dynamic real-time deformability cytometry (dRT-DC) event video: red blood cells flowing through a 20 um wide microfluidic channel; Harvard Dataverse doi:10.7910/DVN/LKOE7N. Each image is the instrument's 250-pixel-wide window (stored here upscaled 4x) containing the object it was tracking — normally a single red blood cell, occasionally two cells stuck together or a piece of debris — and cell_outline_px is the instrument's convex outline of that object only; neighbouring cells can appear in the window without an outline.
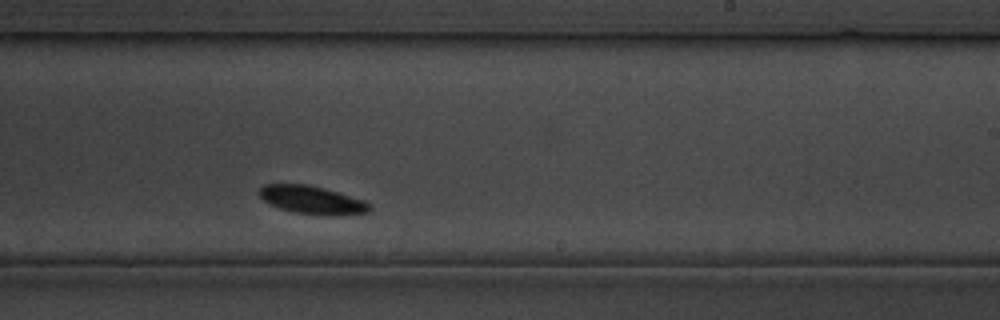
{"species": "common noctule bat (a hibernating species)", "species_latin": "Nyctalus noctula", "temperature_condition": "cold", "stored_images_in_passage": 14, "camera_frame_rate_fps": 3000, "um_per_image_px": 0.085, "animal": {"sex": "male", "body_mass_g": 19.5, "forearm_length_mm": 54.6}, "frame": {"image": 1, "passage_image": 14, "time_ms": 15.667, "image_size_px": [1000, 320], "cell_outline_px": [[372, 208], [368, 212], [336, 216], [328, 216], [292, 212], [268, 204], [256, 192], [264, 184], [308, 184], [340, 192], [364, 200]], "centroid_in_image_um": [26.51, 17.0], "position_along_channel_um": 262.5, "area_um2": 18.32}}